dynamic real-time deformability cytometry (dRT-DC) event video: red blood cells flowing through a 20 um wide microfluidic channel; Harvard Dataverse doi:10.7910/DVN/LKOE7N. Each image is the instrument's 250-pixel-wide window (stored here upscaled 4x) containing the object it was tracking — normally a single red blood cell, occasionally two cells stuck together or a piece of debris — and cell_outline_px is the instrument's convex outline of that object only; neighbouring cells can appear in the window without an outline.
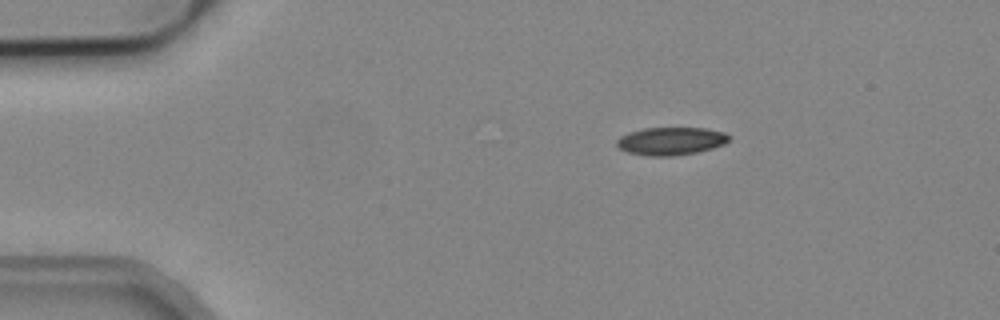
{"species": "common noctule bat (a hibernating species)", "species_latin": "Nyctalus noctula", "temperature_condition": "cold", "stored_images_in_passage": 7, "camera_frame_rate_fps": 3000, "um_per_image_px": 0.085, "animal": {"sex": "male", "body_mass_g": 19.2, "forearm_length_mm": 51.8}, "frame": {"image": 1, "passage_image": 1, "time_ms": 0.0, "image_size_px": [1000, 320], "cell_outline_px": [[732, 136], [724, 144], [712, 148], [696, 152], [672, 156], [648, 156], [628, 152], [620, 148], [616, 144], [616, 140], [620, 136], [628, 132], [644, 128], [708, 128], [724, 132]], "centroid_in_image_um": [57.03, 11.98], "position_along_channel_um": 28.0, "area_um2": 18.26}}
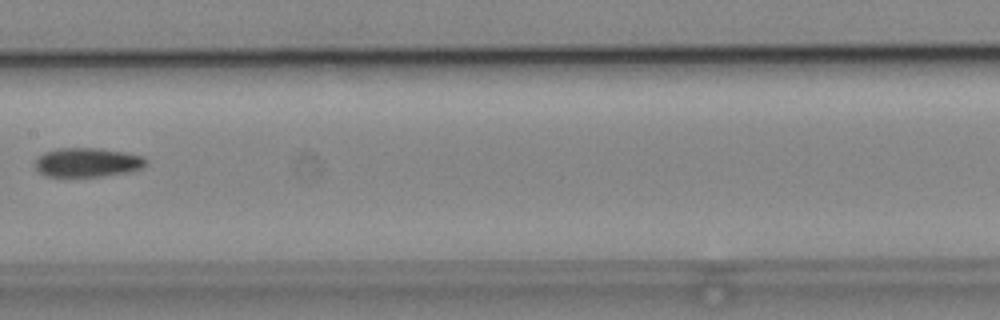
{"frame": {"image": 2, "passage_image": 6, "time_ms": 1.667, "image_size_px": [1000, 320], "cell_outline_px": [[148, 164], [140, 168], [128, 172], [104, 176], [44, 176], [36, 168], [36, 160], [44, 152], [56, 148], [100, 148], [124, 152], [144, 156], [148, 160]], "centroid_in_image_um": [7.46, 13.79], "position_along_channel_um": 199.9, "area_um2": 18.84}}
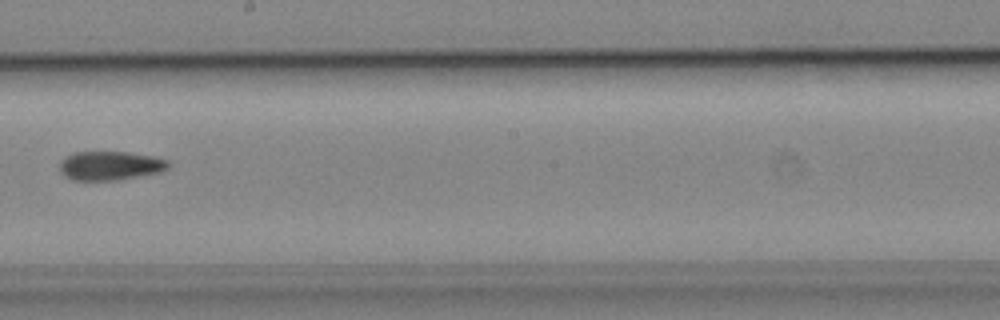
{"frame": {"image": 3, "passage_image": 7, "time_ms": 2.0, "image_size_px": [1000, 320], "cell_outline_px": [[168, 168], [164, 172], [116, 180], [72, 180], [64, 176], [60, 172], [60, 160], [64, 156], [72, 152], [128, 152], [152, 156], [168, 160]], "centroid_in_image_um": [9.34, 14.08], "position_along_channel_um": 238.9, "area_um2": 18.55}}